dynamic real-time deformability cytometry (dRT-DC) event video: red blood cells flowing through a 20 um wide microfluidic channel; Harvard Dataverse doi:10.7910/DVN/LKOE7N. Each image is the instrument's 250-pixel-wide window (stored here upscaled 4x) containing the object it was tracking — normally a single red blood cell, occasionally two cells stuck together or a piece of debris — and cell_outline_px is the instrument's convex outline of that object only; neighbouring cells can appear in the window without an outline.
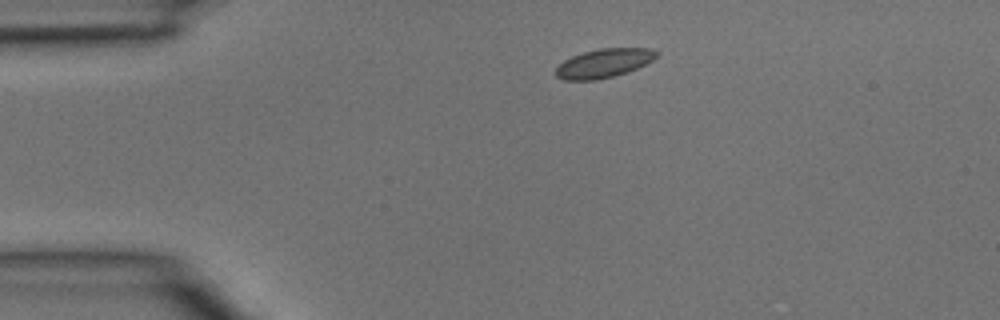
{"species": "common noctule bat (a hibernating species)", "species_latin": "Nyctalus noctula", "temperature_condition": "room temperature", "stored_images_in_passage": 2, "camera_frame_rate_fps": 3000, "um_per_image_px": 0.085, "animal": {"sex": "male", "body_mass_g": 15.6}, "frame": {"image": 1, "passage_image": 1, "time_ms": 0.0, "image_size_px": [1000, 320], "cell_outline_px": [[660, 52], [652, 60], [628, 72], [596, 80], [564, 80], [556, 76], [556, 68], [564, 60], [572, 56], [584, 52], [600, 48], [652, 48]], "centroid_in_image_um": [51.33, 5.36], "position_along_channel_um": 33.7, "area_um2": 16.82}}